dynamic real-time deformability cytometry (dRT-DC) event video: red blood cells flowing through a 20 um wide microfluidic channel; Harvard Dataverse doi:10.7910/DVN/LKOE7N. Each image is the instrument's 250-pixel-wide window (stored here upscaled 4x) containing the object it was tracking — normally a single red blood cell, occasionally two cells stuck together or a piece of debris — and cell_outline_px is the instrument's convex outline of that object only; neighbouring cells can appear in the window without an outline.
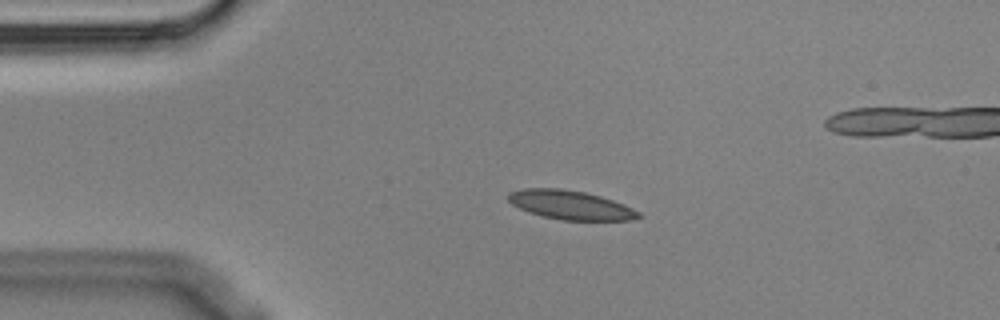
{"species": "Egyptian fruit bat (a non-hibernating species)", "species_latin": "Rousettus aegyptiacus", "temperature_condition": "cold", "stored_images_in_passage": 4, "camera_frame_rate_fps": 3000, "um_per_image_px": 0.085, "animal": {"sex": "male"}, "frame": {"image": 1, "passage_image": 3, "time_ms": 0.667, "image_size_px": [1000, 320], "cell_outline_px": [[644, 216], [632, 220], [560, 220], [528, 212], [512, 204], [508, 200], [508, 192], [524, 188], [560, 188], [584, 192], [600, 196], [624, 204], [640, 212]], "centroid_in_image_um": [48.5, 17.42], "position_along_channel_um": 36.5, "area_um2": 22.02}}